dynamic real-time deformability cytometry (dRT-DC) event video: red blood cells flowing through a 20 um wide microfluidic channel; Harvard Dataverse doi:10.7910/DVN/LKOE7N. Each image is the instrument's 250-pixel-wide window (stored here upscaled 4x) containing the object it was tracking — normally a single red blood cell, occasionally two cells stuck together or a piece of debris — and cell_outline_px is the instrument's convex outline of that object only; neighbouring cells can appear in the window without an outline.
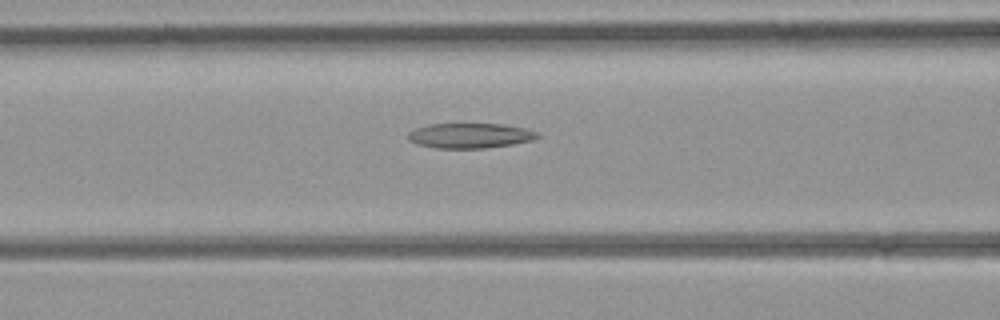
{"species": "common noctule bat (a hibernating species)", "species_latin": "Nyctalus noctula", "temperature_condition": "room temperature", "stored_images_in_passage": 39, "camera_frame_rate_fps": 3000, "um_per_image_px": 0.085, "animal": {"sex": "female", "body_mass_g": 21.9}, "frame": {"image": 1, "passage_image": 14, "time_ms": 4.333, "image_size_px": [1000, 320], "cell_outline_px": [[540, 136], [532, 140], [512, 144], [484, 148], [436, 148], [416, 144], [408, 140], [408, 132], [416, 128], [428, 124], [504, 124], [524, 128], [536, 132]], "centroid_in_image_um": [39.91, 11.53], "position_along_channel_um": 126.7, "area_um2": 18.79}}
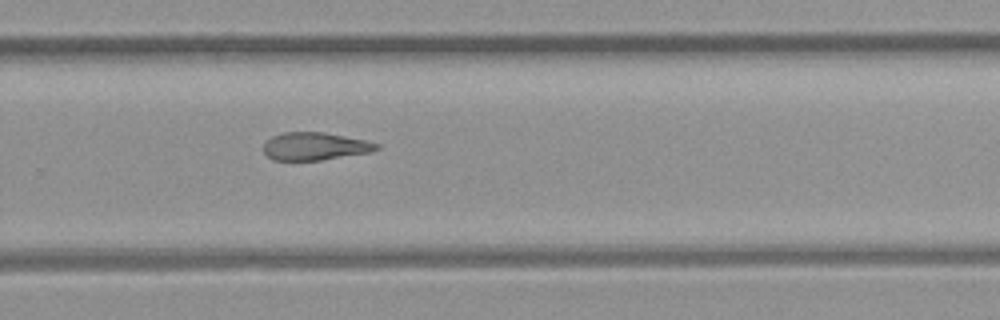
{"frame": {"image": 2, "passage_image": 25, "time_ms": 8.0, "image_size_px": [1000, 320], "cell_outline_px": [[380, 148], [368, 152], [320, 160], [272, 160], [264, 152], [264, 144], [272, 136], [284, 132], [324, 132], [364, 140], [380, 144]], "centroid_in_image_um": [26.75, 12.43], "position_along_channel_um": 303.1, "area_um2": 18.03}}
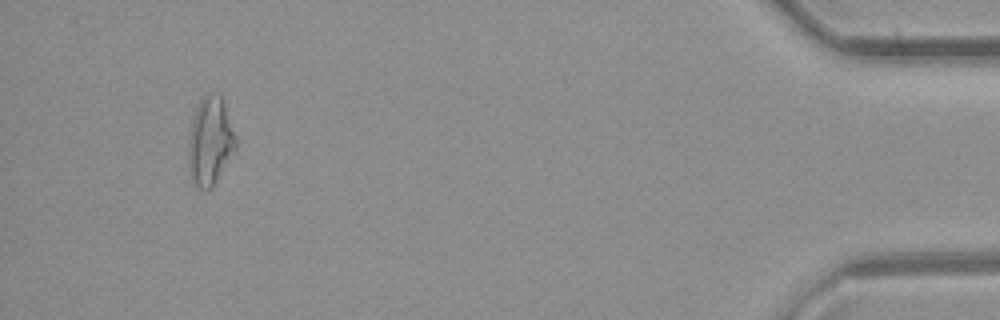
{"frame": {"image": 3, "passage_image": 37, "time_ms": 12.0, "image_size_px": [1000, 320], "cell_outline_px": [[236, 148], [212, 184], [208, 188], [200, 188], [196, 184], [192, 176], [188, 164], [188, 144], [192, 120], [196, 108], [200, 100], [208, 92], [216, 92], [224, 100], [236, 136]], "centroid_in_image_um": [17.87, 11.89], "position_along_channel_um": 417.3, "area_um2": 23.76}}